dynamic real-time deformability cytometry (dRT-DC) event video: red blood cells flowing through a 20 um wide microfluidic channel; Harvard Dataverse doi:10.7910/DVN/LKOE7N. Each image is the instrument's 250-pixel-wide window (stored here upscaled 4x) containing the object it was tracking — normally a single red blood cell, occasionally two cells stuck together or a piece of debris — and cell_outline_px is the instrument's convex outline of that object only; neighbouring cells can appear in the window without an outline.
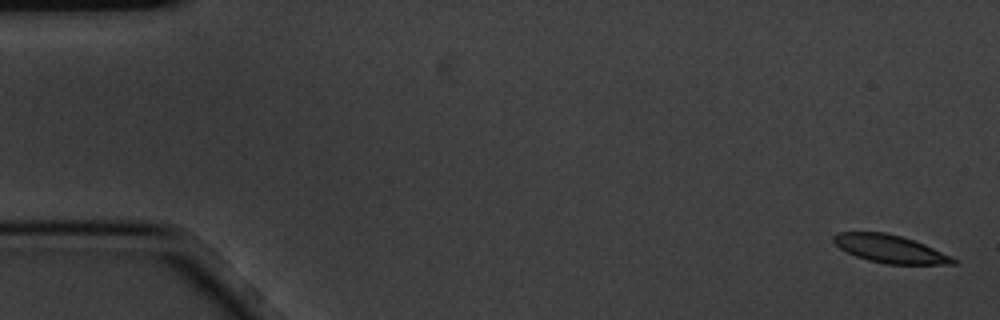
{"species": "common noctule bat (a hibernating species)", "species_latin": "Nyctalus noctula", "temperature_condition": "cold", "stored_images_in_passage": 5, "camera_frame_rate_fps": 3000, "um_per_image_px": 0.085, "animal": {"sex": "male", "body_mass_g": 20.1, "forearm_length_mm": 53.5}, "frame": {"image": 1, "passage_image": 1, "time_ms": 0.0, "image_size_px": [1000, 320], "cell_outline_px": [[956, 264], [884, 264], [868, 260], [856, 256], [840, 248], [832, 240], [832, 236], [836, 232], [884, 232], [900, 236], [924, 244], [952, 256], [956, 260]], "centroid_in_image_um": [75.63, 21.15], "position_along_channel_um": 9.4, "area_um2": 19.31}}
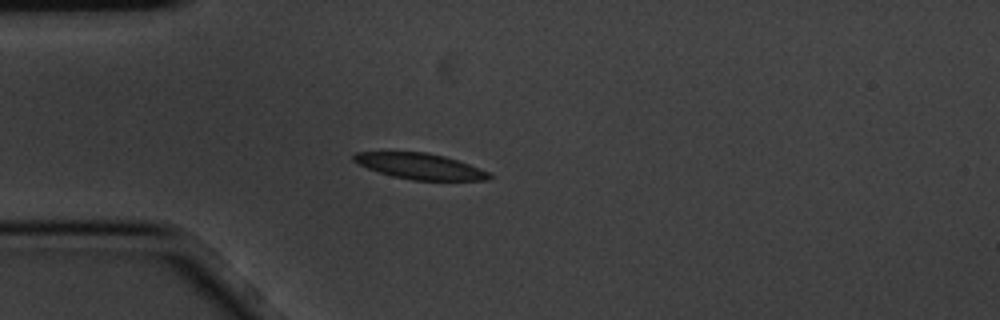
{"frame": {"image": 2, "passage_image": 5, "time_ms": 1.333, "image_size_px": [1000, 320], "cell_outline_px": [[492, 176], [488, 180], [412, 180], [392, 176], [368, 168], [352, 160], [352, 156], [356, 152], [424, 152], [444, 156], [468, 164], [488, 172]], "centroid_in_image_um": [35.68, 14.13], "position_along_channel_um": 49.3, "area_um2": 20.06}}